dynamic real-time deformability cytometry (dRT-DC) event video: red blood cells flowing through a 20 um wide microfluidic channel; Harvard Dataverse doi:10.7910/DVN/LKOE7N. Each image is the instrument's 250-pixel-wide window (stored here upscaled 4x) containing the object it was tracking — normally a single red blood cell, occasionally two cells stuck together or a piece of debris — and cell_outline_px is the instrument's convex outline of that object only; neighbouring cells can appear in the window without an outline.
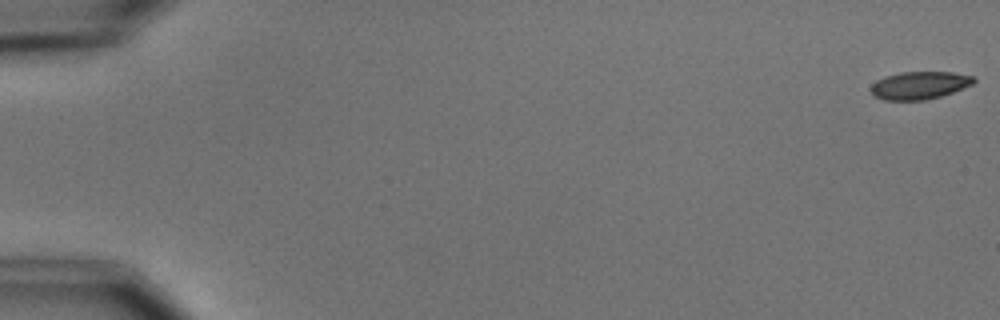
{"species": "common noctule bat (a hibernating species)", "species_latin": "Nyctalus noctula", "temperature_condition": "cold", "stored_images_in_passage": 56, "camera_frame_rate_fps": 3000, "um_per_image_px": 0.085, "animal": {"sex": "male", "body_mass_g": 15.6}, "frame": {"image": 1, "passage_image": 1, "time_ms": 0.0, "image_size_px": [1000, 320], "cell_outline_px": [[976, 80], [972, 84], [952, 92], [940, 96], [924, 100], [884, 100], [876, 96], [872, 92], [872, 84], [876, 80], [884, 76], [900, 72], [952, 72], [972, 76]], "centroid_in_image_um": [78.14, 7.24], "position_along_channel_um": 6.9, "area_um2": 16.42}}
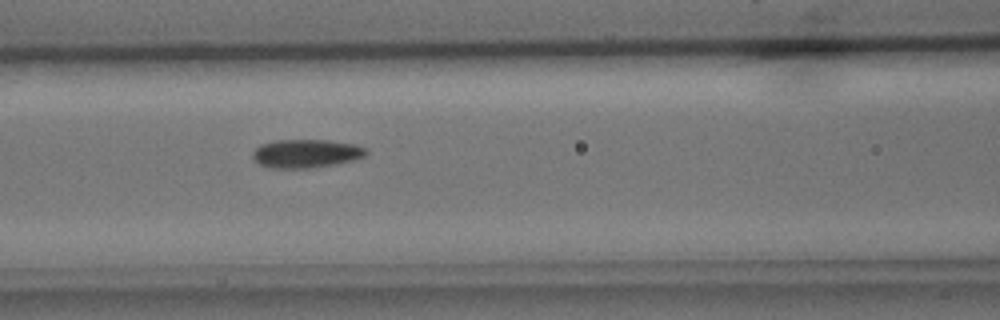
{"frame": {"image": 2, "passage_image": 25, "time_ms": 8.0, "image_size_px": [1000, 320], "cell_outline_px": [[368, 152], [364, 156], [352, 160], [336, 164], [308, 168], [268, 168], [260, 164], [252, 156], [252, 152], [260, 144], [276, 140], [328, 140], [352, 144], [364, 148]], "centroid_in_image_um": [25.97, 13.05], "position_along_channel_um": 140.6, "area_um2": 18.67}}
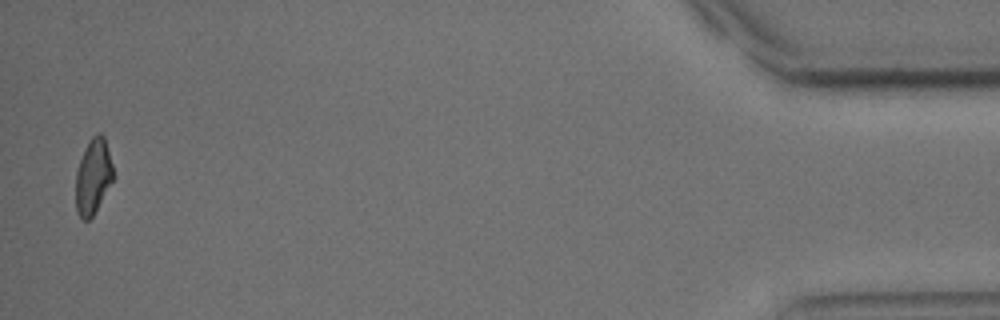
{"frame": {"image": 3, "passage_image": 55, "time_ms": 18.0, "image_size_px": [1000, 320], "cell_outline_px": [[116, 176], [92, 216], [88, 220], [84, 220], [76, 212], [76, 172], [84, 148], [92, 136], [96, 132], [100, 132], [104, 136]], "centroid_in_image_um": [7.94, 14.97], "position_along_channel_um": 427.3, "area_um2": 16.59}, "authors_computed_cell_mechanics": {"area_um2": 17.6868, "velocity_mm_per_s": 3.6774, "shape_relaxation_time_tau1_ms": 3.5288, "shape_relaxation_time_tau2_ms": 11.2389, "deformation_change_tau1": 0.1159, "deformation_change_tau2": 0.1765}}